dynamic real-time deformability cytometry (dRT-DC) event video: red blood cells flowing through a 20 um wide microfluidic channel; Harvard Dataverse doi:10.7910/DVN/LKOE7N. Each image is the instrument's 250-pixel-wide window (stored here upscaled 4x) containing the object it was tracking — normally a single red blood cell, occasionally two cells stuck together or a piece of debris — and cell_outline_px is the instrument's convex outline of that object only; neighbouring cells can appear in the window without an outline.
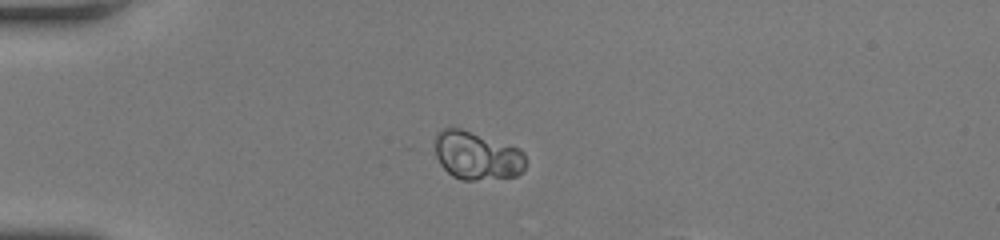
{"species": "human", "species_latin": "Homo sapiens", "temperature_condition": "room temperature", "stored_images_in_passage": 34, "camera_frame_rate_fps": 3000, "um_per_image_px": 0.085, "donor": {"sex": "female"}, "frame": {"image": 1, "passage_image": 1, "time_ms": 0.0, "image_size_px": [1000, 240], "cell_outline_px": [[524, 168], [516, 176], [472, 180], [460, 180], [452, 176], [440, 164], [436, 156], [436, 136], [444, 128], [460, 128], [520, 148], [524, 152]], "centroid_in_image_um": [40.54, 13.24], "position_along_channel_um": 44.5, "area_um2": 25.2}}
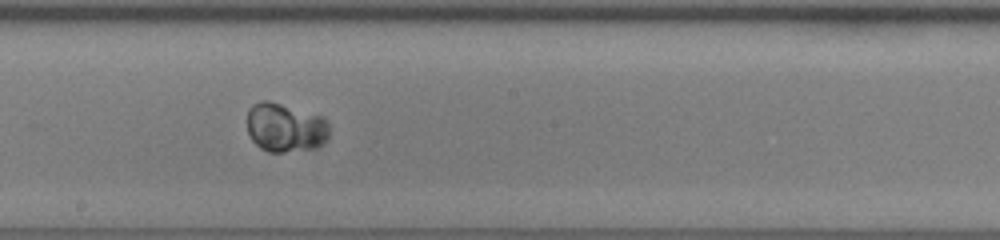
{"frame": {"image": 2, "passage_image": 17, "time_ms": 5.333, "image_size_px": [1000, 240], "cell_outline_px": [[328, 136], [316, 148], [284, 152], [268, 152], [260, 148], [252, 140], [248, 132], [248, 108], [252, 104], [260, 100], [268, 100], [320, 116], [328, 124]], "centroid_in_image_um": [24.19, 10.85], "position_along_channel_um": 224.0, "area_um2": 23.24}}
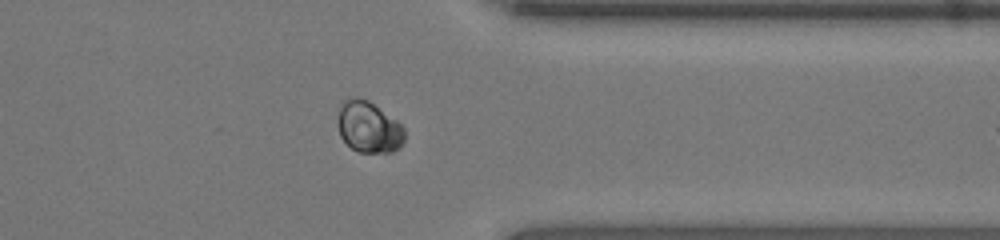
{"frame": {"image": 3, "passage_image": 29, "time_ms": 9.333, "image_size_px": [1000, 240], "cell_outline_px": [[404, 140], [400, 148], [392, 152], [360, 152], [352, 148], [340, 136], [340, 108], [344, 100], [368, 100], [396, 120], [404, 128]], "centroid_in_image_um": [31.4, 10.85], "position_along_channel_um": 380.0, "area_um2": 19.19}}